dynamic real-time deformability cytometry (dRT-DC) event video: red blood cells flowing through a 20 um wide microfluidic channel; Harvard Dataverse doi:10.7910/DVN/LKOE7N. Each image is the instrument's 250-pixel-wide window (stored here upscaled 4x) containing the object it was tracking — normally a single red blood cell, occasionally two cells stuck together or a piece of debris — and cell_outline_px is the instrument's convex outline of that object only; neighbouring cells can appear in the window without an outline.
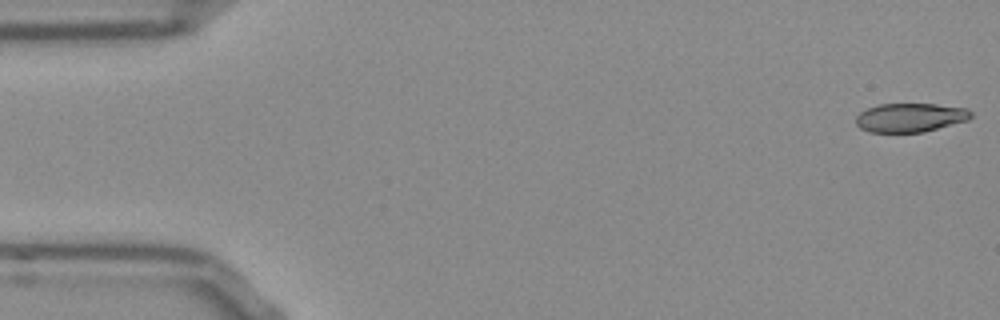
{"species": "Egyptian fruit bat (a non-hibernating species)", "species_latin": "Rousettus aegyptiacus", "temperature_condition": "room temperature", "stored_images_in_passage": 52, "camera_frame_rate_fps": 3000, "um_per_image_px": 0.085, "frame": {"image": 1, "passage_image": 1, "time_ms": 0.0, "image_size_px": [1000, 320], "cell_outline_px": [[972, 116], [968, 120], [924, 132], [868, 132], [860, 128], [856, 124], [856, 116], [860, 112], [868, 108], [880, 104], [936, 104], [968, 108], [972, 112]], "centroid_in_image_um": [77.38, 9.99], "position_along_channel_um": 7.6, "area_um2": 19.42}}
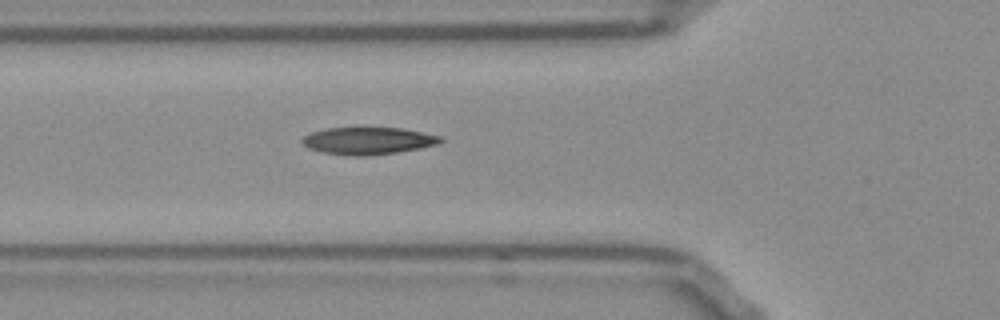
{"frame": {"image": 2, "passage_image": 18, "time_ms": 5.667, "image_size_px": [1000, 320], "cell_outline_px": [[444, 140], [440, 144], [420, 148], [396, 152], [364, 156], [356, 156], [324, 152], [308, 148], [300, 140], [308, 132], [328, 128], [404, 128], [440, 136]], "centroid_in_image_um": [31.29, 11.96], "position_along_channel_um": 94.5, "area_um2": 21.85}}
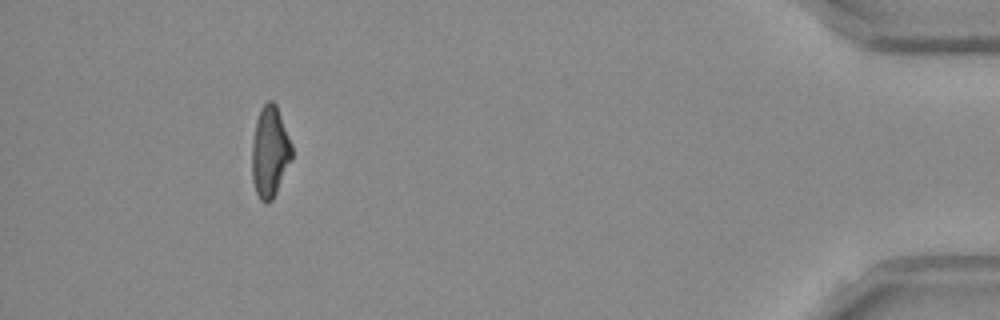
{"frame": {"image": 3, "passage_image": 48, "time_ms": 15.667, "image_size_px": [1000, 320], "cell_outline_px": [[292, 160], [272, 200], [264, 204], [260, 200], [256, 192], [252, 180], [252, 140], [256, 120], [260, 108], [268, 100], [272, 100], [276, 104], [292, 144]], "centroid_in_image_um": [22.93, 12.9], "position_along_channel_um": 412.3, "area_um2": 21.33}, "authors_computed_cell_mechanics": {"area_um2": 21.1548, "velocity_mm_per_s": 3.8457, "shape_relaxation_time_tau1_ms": 7.0778, "shape_relaxation_time_tau2_ms": 2.7636, "deformation_change_tau1": 0.2013, "deformation_change_tau2": 0.1014}}